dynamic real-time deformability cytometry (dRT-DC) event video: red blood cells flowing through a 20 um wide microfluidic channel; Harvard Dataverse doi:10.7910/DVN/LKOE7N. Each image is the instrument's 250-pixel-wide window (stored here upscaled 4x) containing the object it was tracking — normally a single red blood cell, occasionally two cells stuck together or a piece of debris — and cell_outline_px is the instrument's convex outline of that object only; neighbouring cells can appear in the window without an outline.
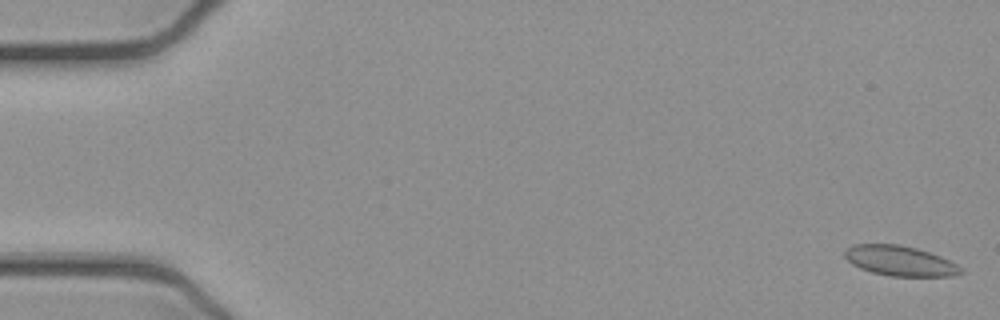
{"species": "common noctule bat (a hibernating species)", "species_latin": "Nyctalus noctula", "temperature_condition": "cold", "stored_images_in_passage": 16, "camera_frame_rate_fps": 3000, "um_per_image_px": 0.085, "animal": {"sex": "female", "body_mass_g": 21.9}, "frame": {"image": 1, "passage_image": 1, "time_ms": 0.0, "image_size_px": [1000, 320], "cell_outline_px": [[964, 272], [952, 276], [888, 276], [872, 272], [860, 268], [852, 264], [844, 256], [844, 252], [852, 244], [900, 244], [916, 248], [940, 256], [956, 264]], "centroid_in_image_um": [76.47, 22.17], "position_along_channel_um": 8.5, "area_um2": 20.23}}